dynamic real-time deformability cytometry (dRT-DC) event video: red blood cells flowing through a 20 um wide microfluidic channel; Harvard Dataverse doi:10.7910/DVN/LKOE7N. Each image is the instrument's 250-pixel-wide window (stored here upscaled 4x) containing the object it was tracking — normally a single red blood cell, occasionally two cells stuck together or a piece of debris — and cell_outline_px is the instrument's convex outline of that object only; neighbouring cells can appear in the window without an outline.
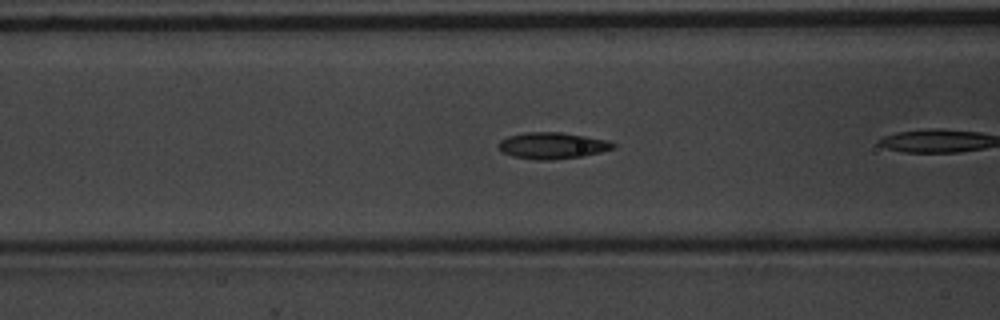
{"species": "common noctule bat (a hibernating species)", "species_latin": "Nyctalus noctula", "temperature_condition": "warm", "stored_images_in_passage": 7, "camera_frame_rate_fps": 3000, "um_per_image_px": 0.085, "animal": {"sex": "male", "body_mass_g": 20.1, "forearm_length_mm": 53.5}, "frame": {"image": 1, "passage_image": 6, "time_ms": 1.667, "image_size_px": [1000, 320], "cell_outline_px": [[616, 148], [584, 156], [552, 160], [536, 160], [512, 156], [504, 152], [500, 148], [500, 140], [508, 136], [524, 132], [560, 132], [608, 140], [616, 144]], "centroid_in_image_um": [46.99, 12.38], "position_along_channel_um": 119.6, "area_um2": 17.63}}